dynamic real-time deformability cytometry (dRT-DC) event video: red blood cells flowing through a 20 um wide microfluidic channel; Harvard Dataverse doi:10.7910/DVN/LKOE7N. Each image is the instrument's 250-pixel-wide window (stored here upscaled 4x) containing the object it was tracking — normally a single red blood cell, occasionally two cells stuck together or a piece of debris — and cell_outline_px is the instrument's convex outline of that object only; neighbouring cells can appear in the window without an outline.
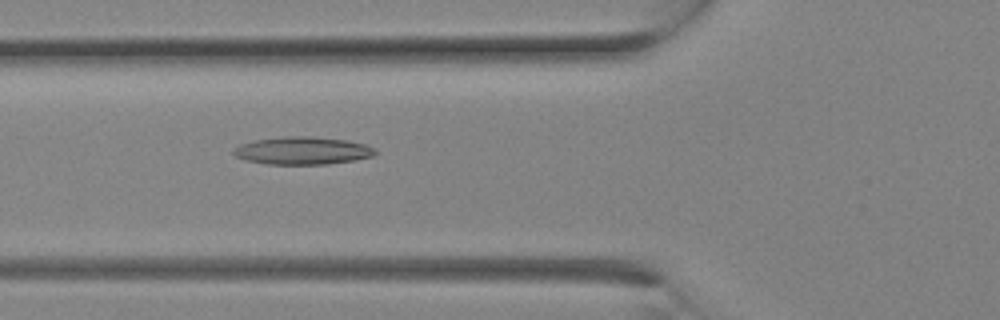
{"species": "Egyptian fruit bat (a non-hibernating species)", "species_latin": "Rousettus aegyptiacus", "temperature_condition": "room temperature", "stored_images_in_passage": 10, "camera_frame_rate_fps": 3000, "um_per_image_px": 0.085, "animal": {"sex": "female"}, "frame": {"image": 1, "passage_image": 10, "time_ms": 3.0, "image_size_px": [1000, 320], "cell_outline_px": [[376, 152], [372, 156], [356, 160], [328, 164], [268, 164], [244, 160], [236, 156], [232, 152], [240, 144], [256, 140], [288, 136], [312, 136], [348, 140], [364, 144], [376, 148]], "centroid_in_image_um": [25.74, 12.8], "position_along_channel_um": 100.1, "area_um2": 22.83}}